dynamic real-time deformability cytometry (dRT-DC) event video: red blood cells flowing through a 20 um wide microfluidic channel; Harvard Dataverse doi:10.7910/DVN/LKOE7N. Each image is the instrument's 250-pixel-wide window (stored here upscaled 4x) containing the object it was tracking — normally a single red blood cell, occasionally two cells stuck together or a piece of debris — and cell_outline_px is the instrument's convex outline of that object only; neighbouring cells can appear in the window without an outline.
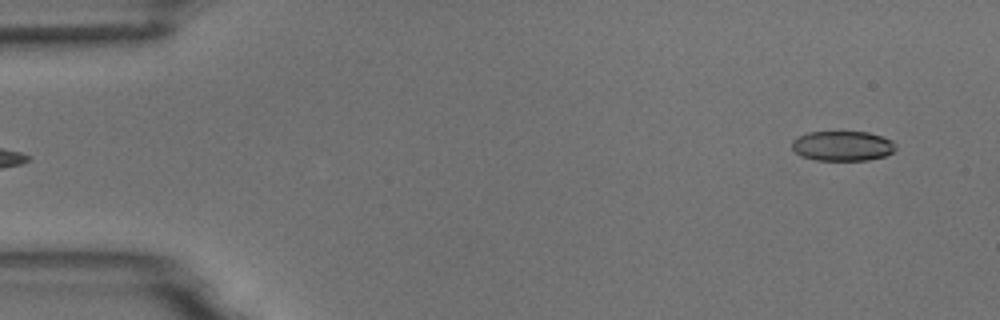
{"species": "common noctule bat (a hibernating species)", "species_latin": "Nyctalus noctula", "temperature_condition": "room temperature", "stored_images_in_passage": 5, "camera_frame_rate_fps": 3000, "um_per_image_px": 0.085, "animal": {"sex": "male", "body_mass_g": 18.8}, "frame": {"image": 1, "passage_image": 5, "time_ms": 5.0, "image_size_px": [1000, 320], "cell_outline_px": [[896, 148], [892, 152], [884, 156], [868, 160], [816, 160], [800, 156], [792, 148], [792, 140], [796, 136], [808, 132], [868, 132], [892, 140], [896, 144]], "centroid_in_image_um": [71.59, 12.4], "position_along_channel_um": 13.4, "area_um2": 18.15}}